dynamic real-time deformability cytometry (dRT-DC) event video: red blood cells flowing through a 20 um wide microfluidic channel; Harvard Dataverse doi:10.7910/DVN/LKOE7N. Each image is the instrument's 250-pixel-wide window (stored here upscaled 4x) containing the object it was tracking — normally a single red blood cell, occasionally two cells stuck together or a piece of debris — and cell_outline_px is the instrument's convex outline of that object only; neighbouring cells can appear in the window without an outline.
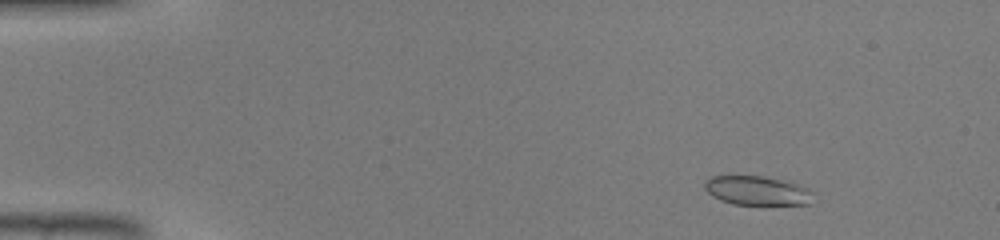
{"species": "common noctule bat (a hibernating species)", "species_latin": "Nyctalus noctula", "temperature_condition": "warm", "stored_images_in_passage": 45, "camera_frame_rate_fps": 3000, "um_per_image_px": 0.085, "animal": {"sex": "male", "body_mass_g": 19.0, "forearm_length_mm": 50.8}, "frame": {"image": 1, "passage_image": 5, "time_ms": 1.333, "image_size_px": [1000, 240], "cell_outline_px": [[812, 204], [732, 204], [720, 200], [712, 196], [704, 188], [704, 180], [708, 176], [764, 176], [796, 184], [808, 188], [812, 192]], "centroid_in_image_um": [64.31, 16.2], "position_along_channel_um": 20.7, "area_um2": 18.38}}
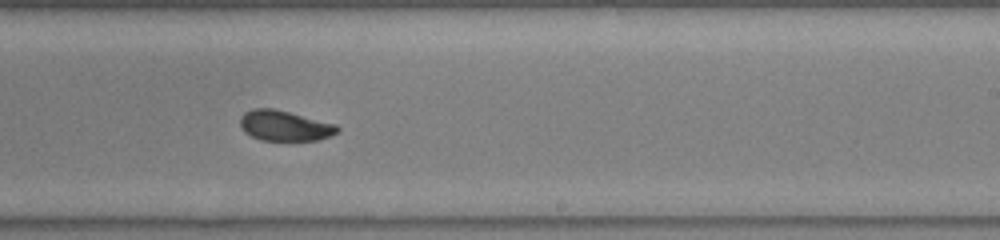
{"frame": {"image": 2, "passage_image": 28, "time_ms": 9.0, "image_size_px": [1000, 240], "cell_outline_px": [[340, 128], [332, 136], [316, 140], [260, 140], [244, 132], [240, 124], [240, 116], [244, 112], [252, 108], [272, 108], [336, 124]], "centroid_in_image_um": [24.17, 10.68], "position_along_channel_um": 264.8, "area_um2": 17.11}}
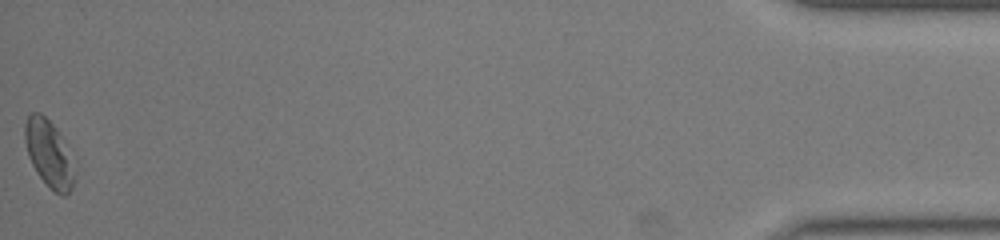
{"frame": {"image": 3, "passage_image": 45, "time_ms": 14.667, "image_size_px": [1000, 240], "cell_outline_px": [[76, 172], [72, 188], [64, 196], [56, 192], [36, 172], [28, 156], [24, 140], [24, 124], [28, 116], [32, 112], [40, 112], [56, 128], [76, 168]], "centroid_in_image_um": [4.15, 13.05], "position_along_channel_um": 431.1, "area_um2": 19.07}}